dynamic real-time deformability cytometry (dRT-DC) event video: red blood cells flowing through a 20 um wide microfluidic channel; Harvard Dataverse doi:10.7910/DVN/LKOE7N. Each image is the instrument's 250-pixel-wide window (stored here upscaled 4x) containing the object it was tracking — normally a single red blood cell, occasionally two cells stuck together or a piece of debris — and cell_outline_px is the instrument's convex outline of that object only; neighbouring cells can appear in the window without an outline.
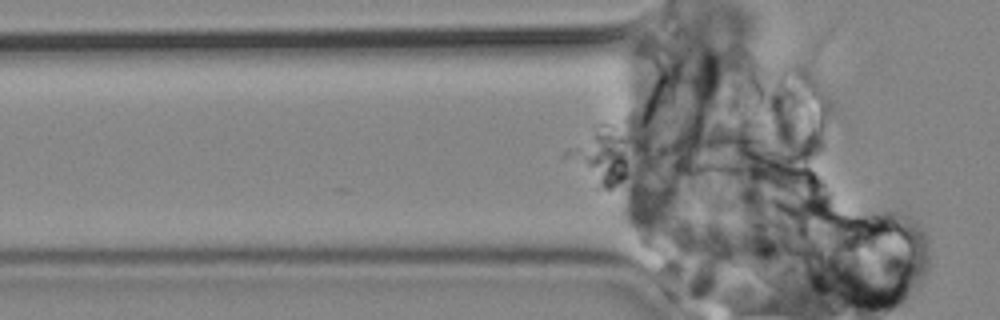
{"species": "common noctule bat (a hibernating species)", "species_latin": "Nyctalus noctula", "temperature_condition": "cold", "stored_images_in_passage": 88, "segment_of_instrument_passage": [1, 2], "camera_frame_rate_fps": 3000, "um_per_image_px": 0.085, "animal": {"sex": "male", "body_mass_g": 19.2, "forearm_length_mm": 51.8}, "frame": {"image": 1, "passage_image": 41, "time_ms": 13.333, "image_size_px": [1000, 320], "cell_outline_px": [[776, 176], [772, 180], [724, 176], [684, 172], [672, 164], [656, 152], [656, 148], [672, 136], [732, 128], [756, 132], [764, 136], [776, 144]], "centroid_in_image_um": [61.42, 13.07], "position_along_channel_um": 64.4, "area_um2": 33.93}}